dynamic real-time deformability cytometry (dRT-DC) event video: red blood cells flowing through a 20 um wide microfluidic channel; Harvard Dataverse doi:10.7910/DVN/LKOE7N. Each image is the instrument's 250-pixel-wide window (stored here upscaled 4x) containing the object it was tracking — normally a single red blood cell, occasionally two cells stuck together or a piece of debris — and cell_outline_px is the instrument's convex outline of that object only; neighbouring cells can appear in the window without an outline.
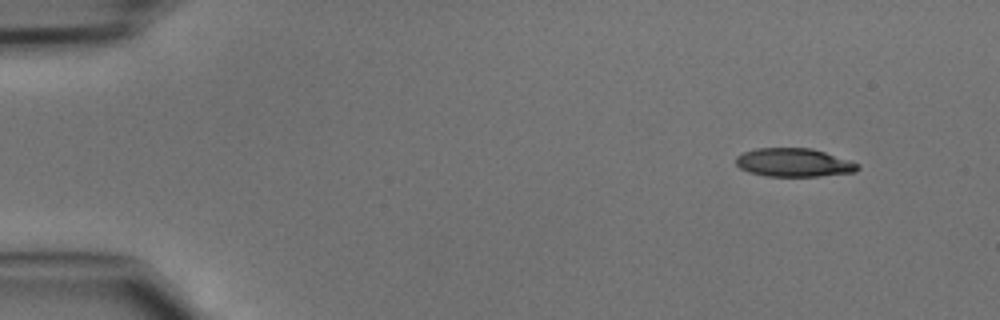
{"species": "common noctule bat (a hibernating species)", "species_latin": "Nyctalus noctula", "temperature_condition": "cold", "stored_images_in_passage": 43, "camera_frame_rate_fps": 3000, "um_per_image_px": 0.085, "animal": {"sex": "male", "body_mass_g": 15.6}, "frame": {"image": 1, "passage_image": 1, "time_ms": 0.0, "image_size_px": [1000, 320], "cell_outline_px": [[860, 168], [856, 172], [820, 176], [764, 176], [748, 172], [740, 168], [736, 164], [736, 156], [744, 152], [756, 148], [812, 148], [852, 160], [860, 164]], "centroid_in_image_um": [67.51, 13.82], "position_along_channel_um": 17.5, "area_um2": 20.46}}
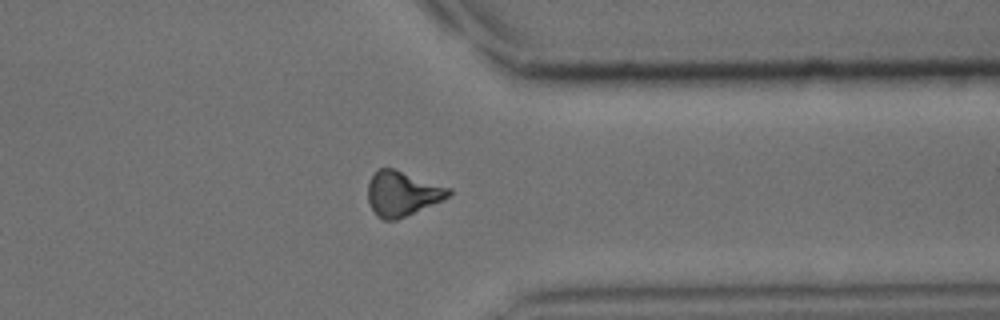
{"frame": {"image": 2, "passage_image": 33, "time_ms": 10.667, "image_size_px": [1000, 320], "cell_outline_px": [[452, 192], [448, 196], [440, 200], [396, 220], [384, 220], [376, 216], [368, 200], [368, 180], [380, 168], [392, 168], [452, 188]], "centroid_in_image_um": [34.16, 16.44], "position_along_channel_um": 377.2, "area_um2": 20.69}}
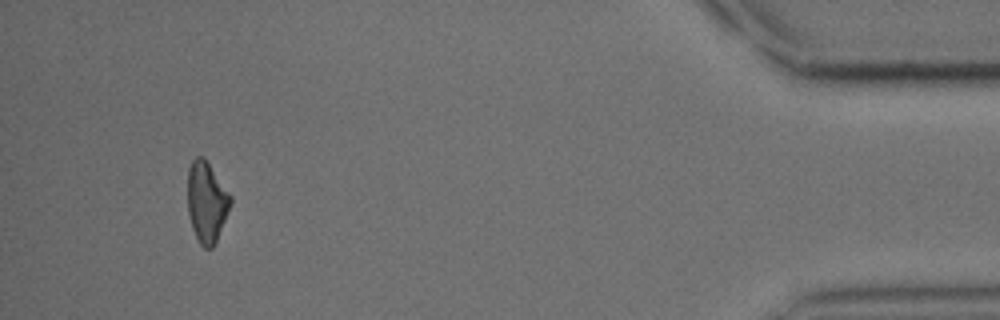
{"frame": {"image": 3, "passage_image": 40, "time_ms": 13.0, "image_size_px": [1000, 320], "cell_outline_px": [[232, 200], [216, 244], [212, 248], [204, 248], [200, 244], [192, 228], [188, 212], [188, 168], [192, 160], [196, 156], [204, 156], [232, 196]], "centroid_in_image_um": [17.57, 17.16], "position_along_channel_um": 417.6, "area_um2": 20.29}}